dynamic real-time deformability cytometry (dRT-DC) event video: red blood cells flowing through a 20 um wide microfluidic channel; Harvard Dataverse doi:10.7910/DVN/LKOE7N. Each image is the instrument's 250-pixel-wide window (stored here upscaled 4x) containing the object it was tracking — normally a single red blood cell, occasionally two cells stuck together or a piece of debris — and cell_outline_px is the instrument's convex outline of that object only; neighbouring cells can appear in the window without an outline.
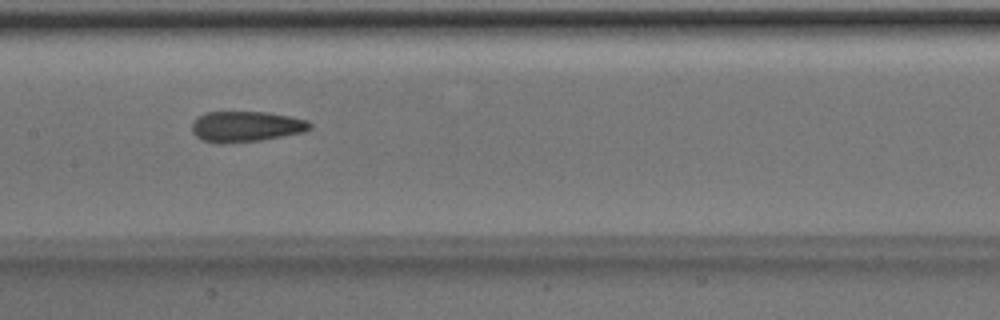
{"species": "Egyptian fruit bat (a non-hibernating species)", "species_latin": "Rousettus aegyptiacus", "temperature_condition": "room temperature", "stored_images_in_passage": 50, "camera_frame_rate_fps": 3000, "um_per_image_px": 0.085, "animal": {"sex": "male"}, "frame": {"image": 1, "passage_image": 25, "time_ms": 8.0, "image_size_px": [1000, 320], "cell_outline_px": [[312, 128], [304, 132], [260, 140], [220, 144], [200, 140], [192, 132], [192, 124], [200, 116], [208, 112], [268, 112], [308, 120], [312, 124]], "centroid_in_image_um": [20.92, 10.76], "position_along_channel_um": 186.5, "area_um2": 21.04}}
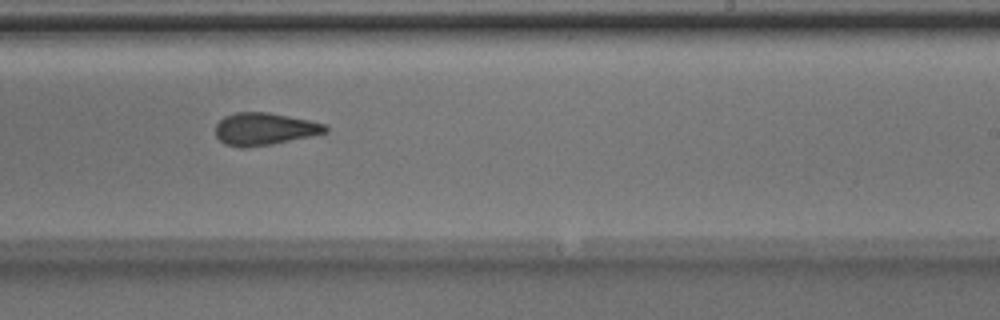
{"frame": {"image": 2, "passage_image": 31, "time_ms": 10.0, "image_size_px": [1000, 320], "cell_outline_px": [[328, 132], [312, 136], [272, 144], [244, 148], [240, 148], [224, 144], [216, 136], [216, 124], [224, 116], [236, 112], [268, 112], [308, 120], [324, 124], [328, 128]], "centroid_in_image_um": [22.46, 10.97], "position_along_channel_um": 266.5, "area_um2": 20.75}}
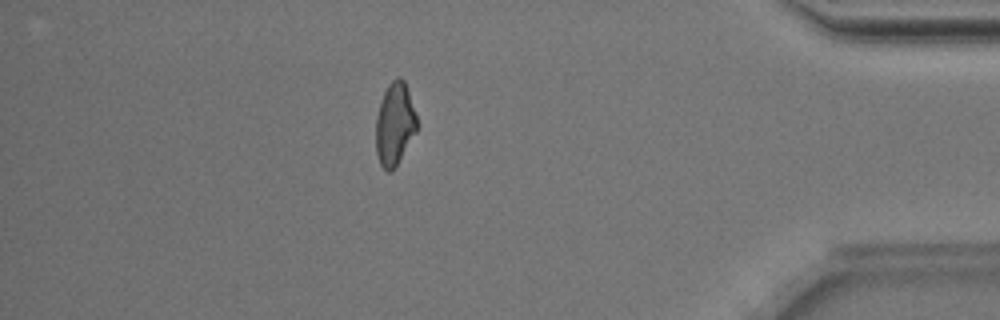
{"frame": {"image": 3, "passage_image": 44, "time_ms": 14.333, "image_size_px": [1000, 320], "cell_outline_px": [[416, 132], [396, 164], [388, 172], [380, 164], [376, 152], [376, 116], [384, 92], [388, 84], [396, 76], [400, 76], [404, 80], [416, 116]], "centroid_in_image_um": [33.53, 10.5], "position_along_channel_um": 401.7, "area_um2": 19.25}, "authors_computed_cell_mechanics": {"area_um2": 20.9236, "velocity_mm_per_s": 4.0278, "shape_relaxation_time_tau1_ms": 5.041, "shape_relaxation_time_tau2_ms": 2.0042, "deformation_change_tau1": 0.1802, "deformation_change_tau2": 0.1118}}